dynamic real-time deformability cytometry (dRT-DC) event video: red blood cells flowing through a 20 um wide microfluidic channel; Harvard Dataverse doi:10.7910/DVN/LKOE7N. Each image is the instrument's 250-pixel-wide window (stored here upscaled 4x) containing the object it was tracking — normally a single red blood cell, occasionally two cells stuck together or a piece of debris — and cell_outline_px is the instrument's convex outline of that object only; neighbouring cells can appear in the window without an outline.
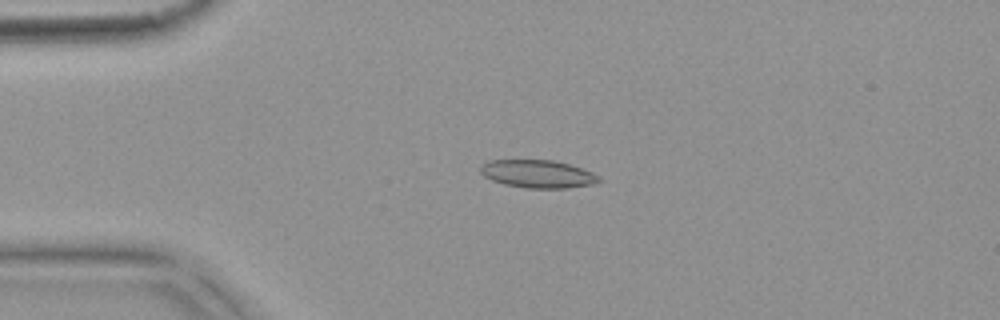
{"species": "common noctule bat (a hibernating species)", "species_latin": "Nyctalus noctula", "temperature_condition": "warm", "stored_images_in_passage": 5, "camera_frame_rate_fps": 3000, "um_per_image_px": 0.085, "animal": {"sex": "female", "body_mass_g": 18.4}, "frame": {"image": 1, "passage_image": 3, "time_ms": 0.667, "image_size_px": [1000, 320], "cell_outline_px": [[600, 180], [592, 184], [568, 188], [528, 188], [504, 184], [492, 180], [484, 176], [480, 172], [480, 168], [488, 160], [552, 160], [568, 164], [592, 172]], "centroid_in_image_um": [45.67, 14.78], "position_along_channel_um": 39.3, "area_um2": 18.96}}